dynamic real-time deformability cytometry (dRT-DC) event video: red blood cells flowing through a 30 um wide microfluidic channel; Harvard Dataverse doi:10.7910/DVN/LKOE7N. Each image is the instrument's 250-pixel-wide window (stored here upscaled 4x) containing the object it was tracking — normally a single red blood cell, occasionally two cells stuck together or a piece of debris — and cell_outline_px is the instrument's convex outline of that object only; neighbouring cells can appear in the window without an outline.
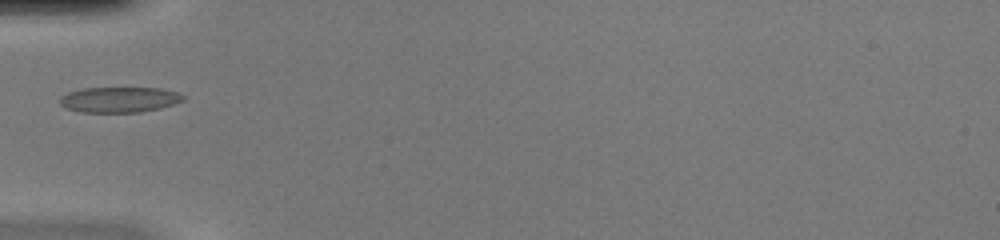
{"species": "common noctule bat (a hibernating species)", "species_latin": "Nyctalus noctula", "temperature_condition": "warm", "stored_images_in_passage": 33, "camera_frame_rate_fps": 3000, "um_per_image_px": 0.085, "animal": {"sex": "female", "body_mass_g": 20.0, "forearm_length_mm": 54.0}, "frame": {"image": 1, "passage_image": 1, "time_ms": 0.0, "image_size_px": [1000, 240], "cell_outline_px": [[184, 100], [160, 108], [140, 112], [80, 112], [68, 108], [60, 104], [60, 96], [68, 92], [80, 88], [160, 88], [176, 92], [184, 96]], "centroid_in_image_um": [10.11, 8.46], "position_along_channel_um": 74.9, "area_um2": 18.21}}
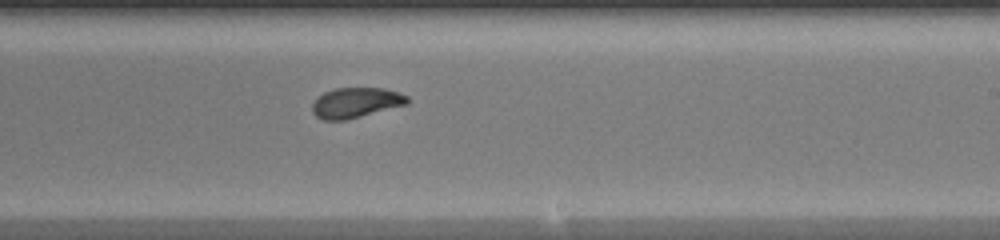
{"frame": {"image": 2, "passage_image": 14, "time_ms": 4.333, "image_size_px": [1000, 240], "cell_outline_px": [[408, 104], [344, 120], [324, 120], [316, 116], [312, 112], [312, 104], [316, 96], [324, 92], [336, 88], [384, 88], [408, 96]], "centroid_in_image_um": [30.2, 8.72], "position_along_channel_um": 258.8, "area_um2": 16.65}}
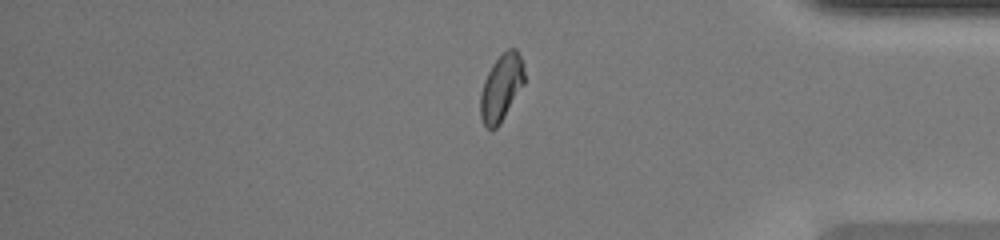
{"frame": {"image": 3, "passage_image": 25, "time_ms": 8.0, "image_size_px": [1000, 240], "cell_outline_px": [[524, 84], [500, 124], [496, 128], [488, 128], [484, 124], [480, 116], [480, 96], [484, 80], [492, 64], [508, 48], [516, 48], [524, 64]], "centroid_in_image_um": [42.62, 7.44], "position_along_channel_um": 392.6, "area_um2": 16.99}}